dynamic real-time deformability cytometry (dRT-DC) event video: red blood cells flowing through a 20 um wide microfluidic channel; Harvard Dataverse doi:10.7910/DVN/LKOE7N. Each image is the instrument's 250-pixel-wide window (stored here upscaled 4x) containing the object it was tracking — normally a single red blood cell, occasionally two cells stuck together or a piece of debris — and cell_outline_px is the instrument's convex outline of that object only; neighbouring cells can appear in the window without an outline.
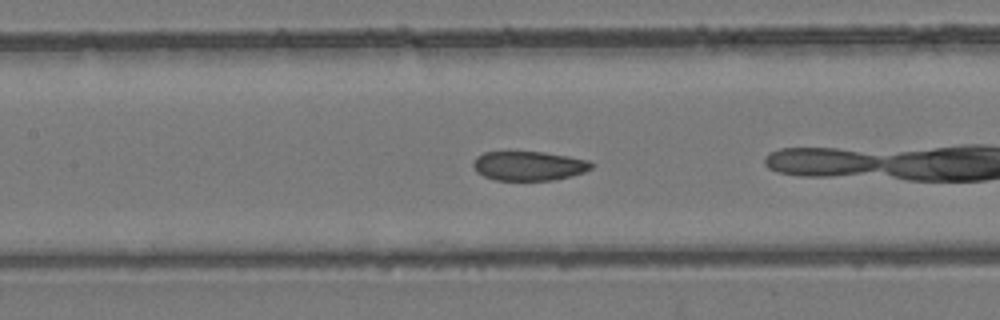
{"species": "common noctule bat (a hibernating species)", "species_latin": "Nyctalus noctula", "temperature_condition": "room temperature", "stored_images_in_passage": 9, "camera_frame_rate_fps": 3000, "um_per_image_px": 0.085, "animal": {"sex": "female", "body_mass_g": 24.6, "forearm_length_mm": 56.2}, "frame": {"image": 1, "passage_image": 4, "time_ms": 1.0, "image_size_px": [1000, 320], "cell_outline_px": [[596, 164], [592, 168], [584, 172], [572, 176], [552, 180], [496, 180], [484, 176], [476, 172], [472, 164], [476, 156], [484, 152], [544, 152], [568, 156], [588, 160]], "centroid_in_image_um": [44.96, 14.1], "position_along_channel_um": 162.4, "area_um2": 20.29}}
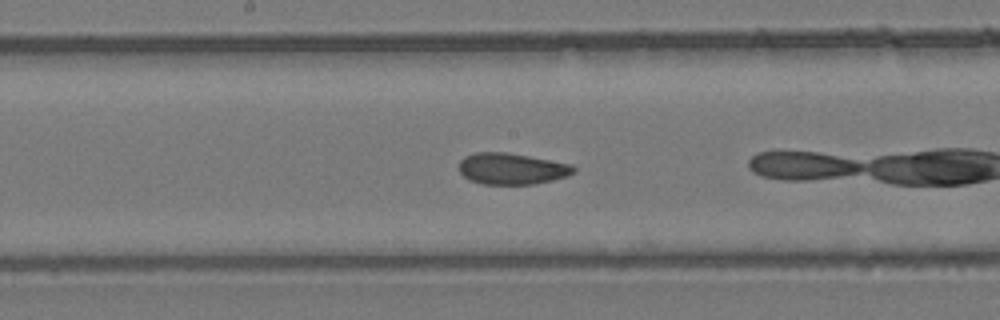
{"frame": {"image": 2, "passage_image": 7, "time_ms": 2.0, "image_size_px": [1000, 320], "cell_outline_px": [[576, 172], [568, 176], [536, 184], [480, 184], [468, 180], [460, 172], [460, 160], [464, 156], [476, 152], [508, 152], [572, 164], [576, 168]], "centroid_in_image_um": [43.51, 14.34], "position_along_channel_um": 204.7, "area_um2": 21.15}}